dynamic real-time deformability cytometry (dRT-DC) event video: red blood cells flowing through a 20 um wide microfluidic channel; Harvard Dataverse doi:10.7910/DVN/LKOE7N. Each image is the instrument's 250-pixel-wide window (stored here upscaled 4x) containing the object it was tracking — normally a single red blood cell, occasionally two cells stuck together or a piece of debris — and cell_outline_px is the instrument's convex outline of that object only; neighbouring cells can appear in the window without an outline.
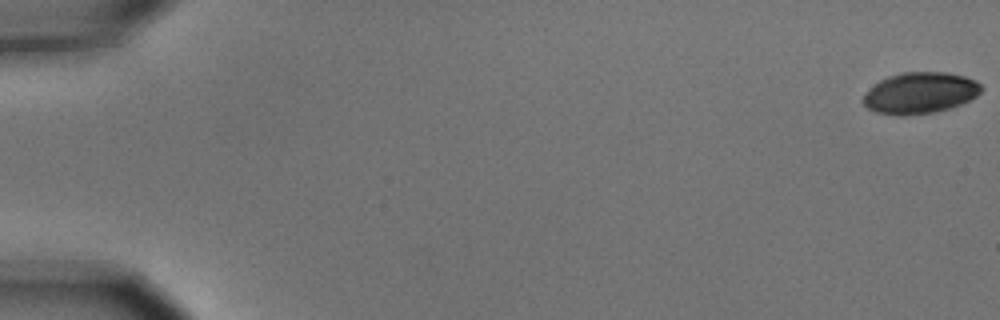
{"species": "common noctule bat (a hibernating species)", "species_latin": "Nyctalus noctula", "temperature_condition": "cold", "stored_images_in_passage": 5, "camera_frame_rate_fps": 3000, "um_per_image_px": 0.085, "animal": {"sex": "male", "body_mass_g": 15.6}, "frame": {"image": 1, "passage_image": 1, "time_ms": 0.0, "image_size_px": [1000, 320], "cell_outline_px": [[984, 88], [976, 96], [960, 104], [936, 112], [904, 116], [900, 116], [876, 112], [868, 108], [860, 100], [880, 80], [888, 76], [900, 72], [944, 72], [964, 76], [976, 80]], "centroid_in_image_um": [78.21, 7.9], "position_along_channel_um": 6.8, "area_um2": 28.32}}
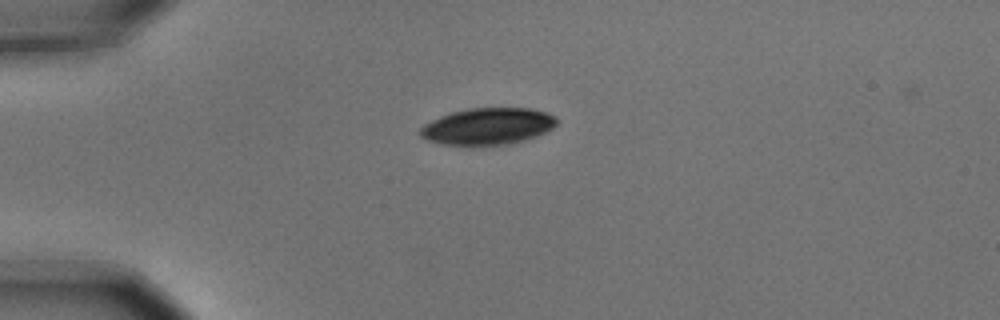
{"frame": {"image": 2, "passage_image": 4, "time_ms": 1.0, "image_size_px": [1000, 320], "cell_outline_px": [[560, 120], [552, 128], [536, 136], [524, 140], [508, 144], [472, 148], [440, 144], [428, 140], [420, 136], [420, 128], [424, 124], [448, 112], [468, 108], [532, 108], [548, 112], [556, 116]], "centroid_in_image_um": [41.44, 10.76], "position_along_channel_um": 43.6, "area_um2": 30.17}}